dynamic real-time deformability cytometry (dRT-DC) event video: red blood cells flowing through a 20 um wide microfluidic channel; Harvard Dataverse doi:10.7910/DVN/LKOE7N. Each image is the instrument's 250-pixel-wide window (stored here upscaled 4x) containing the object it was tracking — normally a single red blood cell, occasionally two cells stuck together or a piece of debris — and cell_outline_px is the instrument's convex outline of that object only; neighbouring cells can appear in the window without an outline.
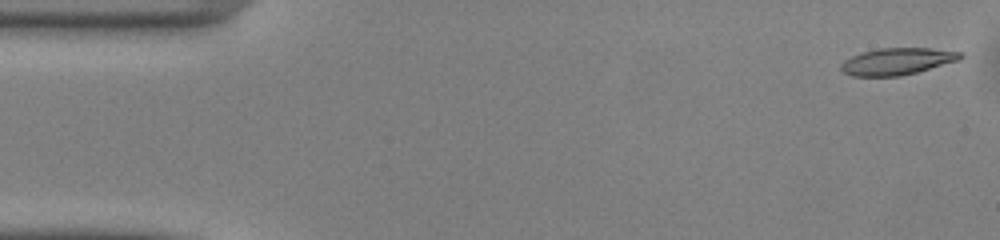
{"species": "common noctule bat (a hibernating species)", "species_latin": "Nyctalus noctula", "temperature_condition": "warm", "stored_images_in_passage": 49, "camera_frame_rate_fps": 3000, "um_per_image_px": 0.085, "animal": {"sex": "male", "body_mass_g": 13.0, "forearm_length_mm": 53.1}, "frame": {"image": 1, "passage_image": 1, "time_ms": 0.0, "image_size_px": [1000, 240], "cell_outline_px": [[964, 56], [960, 60], [916, 72], [900, 76], [852, 76], [844, 72], [840, 68], [840, 64], [844, 60], [860, 52], [880, 48], [928, 48], [964, 52]], "centroid_in_image_um": [76.27, 5.21], "position_along_channel_um": 8.7, "area_um2": 18.73}}
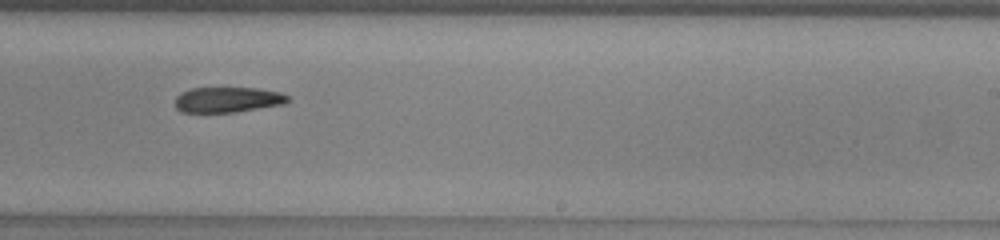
{"frame": {"image": 2, "passage_image": 29, "time_ms": 9.333, "image_size_px": [1000, 240], "cell_outline_px": [[292, 100], [284, 104], [236, 112], [180, 112], [176, 108], [176, 96], [180, 92], [192, 88], [260, 88], [280, 92], [288, 96]], "centroid_in_image_um": [19.37, 8.47], "position_along_channel_um": 269.6, "area_um2": 16.82}}
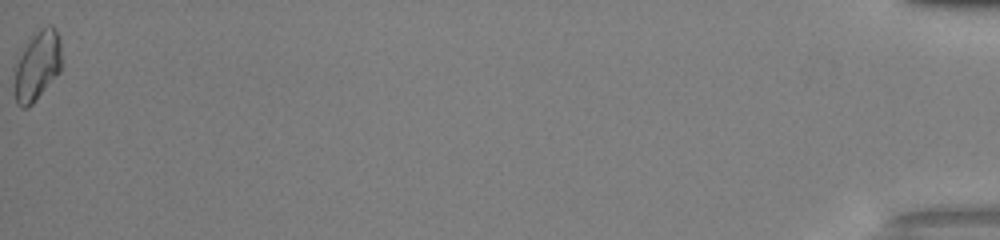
{"frame": {"image": 3, "passage_image": 49, "time_ms": 16.0, "image_size_px": [1000, 240], "cell_outline_px": [[60, 72], [36, 100], [28, 108], [20, 108], [16, 104], [12, 68], [28, 36], [52, 24], [56, 28], [60, 36]], "centroid_in_image_um": [3.11, 5.58], "position_along_channel_um": 432.1, "area_um2": 19.83}, "authors_computed_cell_mechanics": {"area_um2": 18.3804, "velocity_mm_per_s": 4.1213, "shape_relaxation_time_tau1_ms": 9.0329, "shape_relaxation_time_tau2_ms": null, "deformation_change_tau1": 0.1968, "deformation_change_tau2": null}}